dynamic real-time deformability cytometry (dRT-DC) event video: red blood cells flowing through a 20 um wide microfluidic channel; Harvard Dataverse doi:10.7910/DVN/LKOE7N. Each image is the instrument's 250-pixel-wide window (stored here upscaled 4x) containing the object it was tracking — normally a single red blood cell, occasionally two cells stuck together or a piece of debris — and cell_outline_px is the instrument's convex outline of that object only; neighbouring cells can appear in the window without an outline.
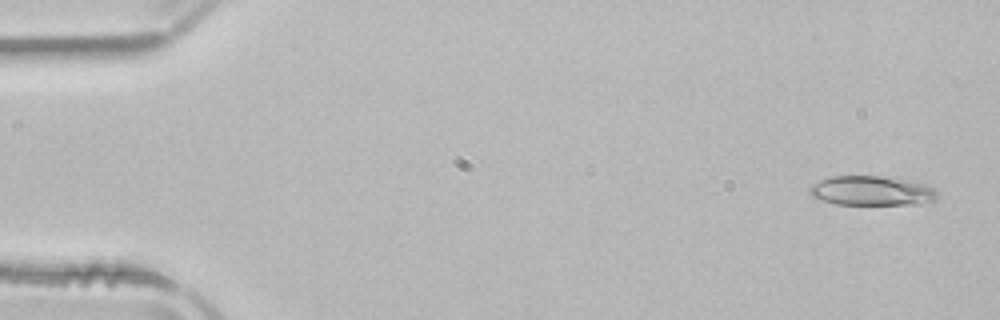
{"species": "common noctule bat (a hibernating species)", "species_latin": "Nyctalus noctula", "temperature_condition": "room temperature", "stored_images_in_passage": 51, "camera_frame_rate_fps": 3000, "um_per_image_px": 0.085, "animal": {"sex": "male", "body_mass_g": 21.5, "forearm_length_mm": 52.0}, "frame": {"image": 1, "passage_image": 2, "time_ms": 0.333, "image_size_px": [1000, 320], "cell_outline_px": [[936, 200], [916, 204], [836, 204], [812, 196], [808, 192], [808, 188], [812, 184], [828, 176], [880, 176], [912, 180], [936, 188]], "centroid_in_image_um": [74.09, 16.2], "position_along_channel_um": 10.9, "area_um2": 22.02}}
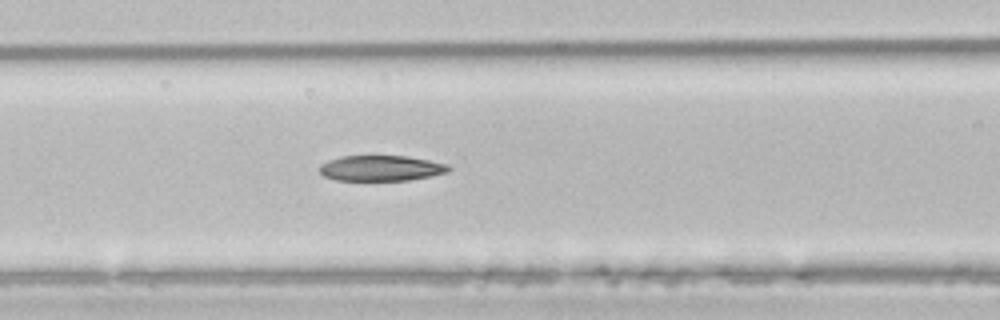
{"frame": {"image": 2, "passage_image": 21, "time_ms": 6.667, "image_size_px": [1000, 320], "cell_outline_px": [[452, 168], [448, 172], [432, 176], [408, 180], [336, 180], [324, 176], [320, 172], [320, 164], [328, 160], [340, 156], [408, 156], [448, 164]], "centroid_in_image_um": [32.4, 14.29], "position_along_channel_um": 134.2, "area_um2": 19.25}}
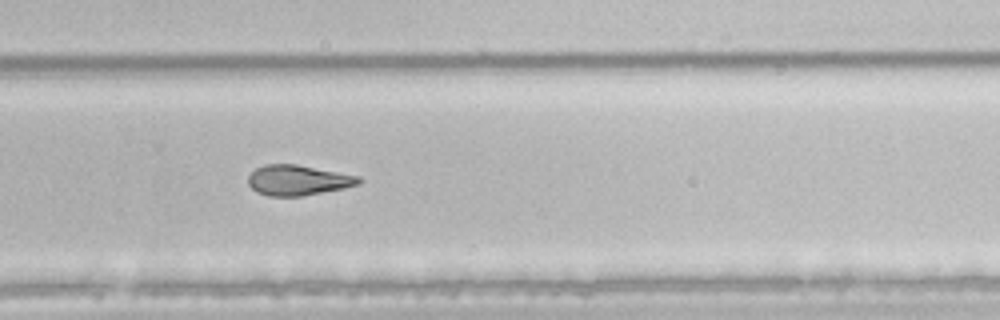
{"frame": {"image": 3, "passage_image": 34, "time_ms": 11.0, "image_size_px": [1000, 320], "cell_outline_px": [[364, 180], [360, 184], [344, 188], [300, 196], [268, 196], [256, 192], [248, 184], [248, 176], [256, 168], [264, 164], [296, 164], [360, 176]], "centroid_in_image_um": [25.34, 15.31], "position_along_channel_um": 304.5, "area_um2": 19.59}, "authors_computed_cell_mechanics": {"area_um2": 20.9814, "velocity_mm_per_s": 3.95, "shape_relaxation_time_tau1_ms": null, "shape_relaxation_time_tau2_ms": 6.7319, "deformation_change_tau1": null, "deformation_change_tau2": 0.1687}}